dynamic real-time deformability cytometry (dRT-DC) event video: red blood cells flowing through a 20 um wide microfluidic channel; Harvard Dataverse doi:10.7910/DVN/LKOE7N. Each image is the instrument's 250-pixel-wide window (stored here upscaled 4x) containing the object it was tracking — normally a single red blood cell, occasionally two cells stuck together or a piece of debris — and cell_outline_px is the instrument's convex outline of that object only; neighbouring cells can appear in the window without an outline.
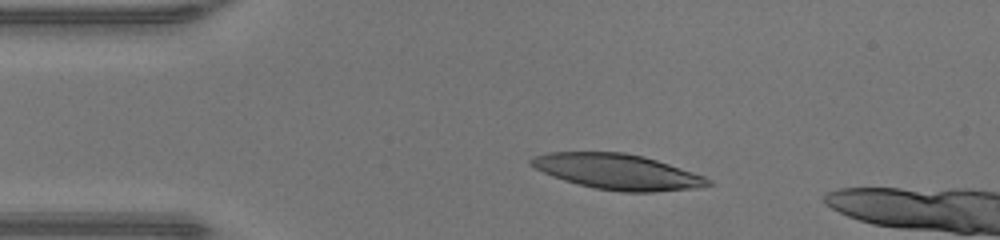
{"species": "human", "species_latin": "Homo sapiens", "temperature_condition": "warm", "stored_images_in_passage": 6, "camera_frame_rate_fps": 3000, "um_per_image_px": 0.085, "donor": {"sex": "male"}, "frame": {"image": 1, "passage_image": 1, "time_ms": 0.0, "image_size_px": [1000, 240], "cell_outline_px": [[712, 184], [696, 188], [652, 192], [624, 192], [596, 188], [564, 180], [552, 176], [528, 164], [528, 160], [532, 156], [548, 152], [624, 152], [644, 156], [704, 176], [712, 180]], "centroid_in_image_um": [52.46, 14.59], "position_along_channel_um": 32.5, "area_um2": 36.3}}